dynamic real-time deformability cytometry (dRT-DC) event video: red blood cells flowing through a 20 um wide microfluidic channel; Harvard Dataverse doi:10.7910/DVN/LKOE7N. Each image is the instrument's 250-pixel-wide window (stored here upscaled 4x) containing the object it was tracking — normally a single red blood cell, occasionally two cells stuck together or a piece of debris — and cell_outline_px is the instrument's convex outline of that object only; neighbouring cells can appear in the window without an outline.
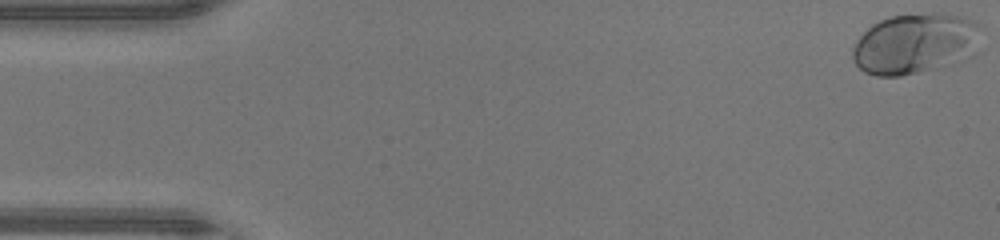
{"species": "human", "species_latin": "Homo sapiens", "temperature_condition": "warm", "stored_images_in_passage": 47, "camera_frame_rate_fps": 3000, "um_per_image_px": 0.085, "donor": {"sex": "male"}, "frame": {"image": 1, "passage_image": 1, "time_ms": 0.0, "image_size_px": [1000, 240], "cell_outline_px": [[980, 28], [964, 48], [944, 64], [932, 68], [900, 76], [876, 76], [864, 72], [856, 64], [852, 56], [852, 48], [856, 40], [872, 24], [880, 20], [892, 16], [932, 12], [960, 16], [976, 20]], "centroid_in_image_um": [77.52, 3.65], "position_along_channel_um": 7.5, "area_um2": 42.66}}
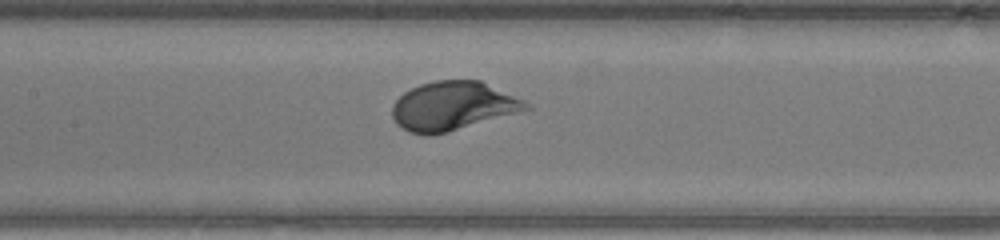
{"frame": {"image": 2, "passage_image": 22, "time_ms": 7.0, "image_size_px": [1000, 240], "cell_outline_px": [[532, 108], [448, 132], [428, 136], [424, 136], [408, 132], [396, 124], [392, 116], [392, 104], [404, 92], [420, 84], [436, 80], [480, 80], [524, 100]], "centroid_in_image_um": [38.45, 9.02], "position_along_channel_um": 169.0, "area_um2": 37.97}}
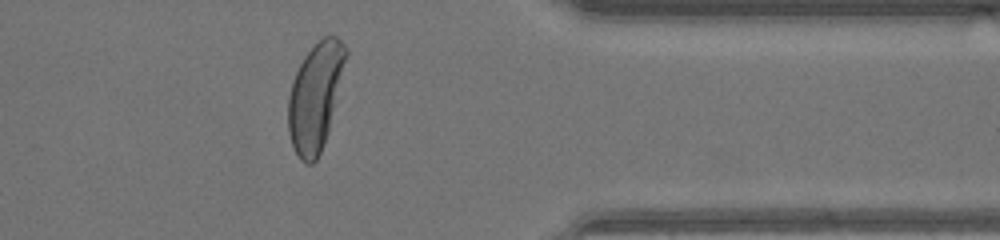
{"frame": {"image": 3, "passage_image": 38, "time_ms": 12.333, "image_size_px": [1000, 240], "cell_outline_px": [[348, 56], [328, 132], [320, 152], [316, 160], [312, 164], [308, 164], [300, 160], [292, 144], [288, 132], [288, 96], [292, 80], [304, 56], [324, 36], [336, 36], [348, 48]], "centroid_in_image_um": [26.81, 8.2], "position_along_channel_um": 384.6, "area_um2": 36.01}, "authors_computed_cell_mechanics": {"area_um2": 38.0324, "velocity_mm_per_s": 4.3726, "shape_relaxation_time_tau1_ms": 1.9084, "shape_relaxation_time_tau2_ms": null, "deformation_change_tau1": 0.1619, "deformation_change_tau2": null}}